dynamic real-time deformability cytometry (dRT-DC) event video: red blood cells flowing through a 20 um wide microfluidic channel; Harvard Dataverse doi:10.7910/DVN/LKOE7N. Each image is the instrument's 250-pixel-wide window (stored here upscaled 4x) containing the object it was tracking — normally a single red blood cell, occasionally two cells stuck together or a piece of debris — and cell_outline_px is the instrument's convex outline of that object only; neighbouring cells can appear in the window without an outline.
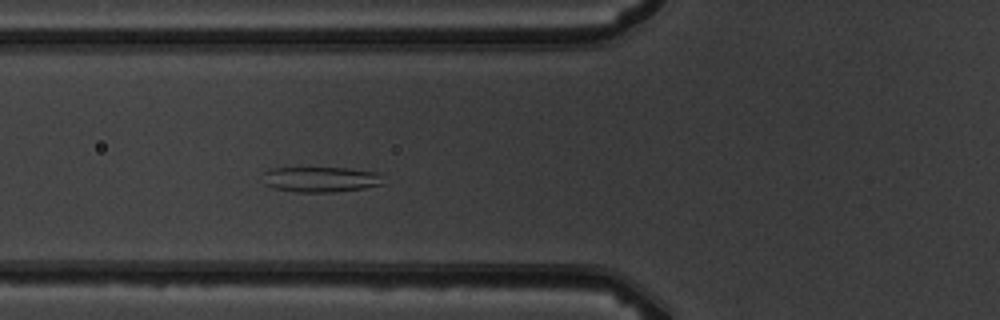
{"species": "common noctule bat (a hibernating species)", "species_latin": "Nyctalus noctula", "temperature_condition": "warm", "stored_images_in_passage": 3, "camera_frame_rate_fps": 3000, "um_per_image_px": 0.085, "animal": {"sex": "male", "body_mass_g": 19.5, "forearm_length_mm": 54.6}, "frame": {"image": 1, "passage_image": 3, "time_ms": 3.333, "image_size_px": [1000, 320], "cell_outline_px": [[384, 184], [364, 188], [332, 192], [296, 192], [272, 188], [264, 184], [264, 172], [272, 168], [348, 168], [376, 172], [380, 176]], "centroid_in_image_um": [27.24, 15.25], "position_along_channel_um": 98.6, "area_um2": 17.74}}